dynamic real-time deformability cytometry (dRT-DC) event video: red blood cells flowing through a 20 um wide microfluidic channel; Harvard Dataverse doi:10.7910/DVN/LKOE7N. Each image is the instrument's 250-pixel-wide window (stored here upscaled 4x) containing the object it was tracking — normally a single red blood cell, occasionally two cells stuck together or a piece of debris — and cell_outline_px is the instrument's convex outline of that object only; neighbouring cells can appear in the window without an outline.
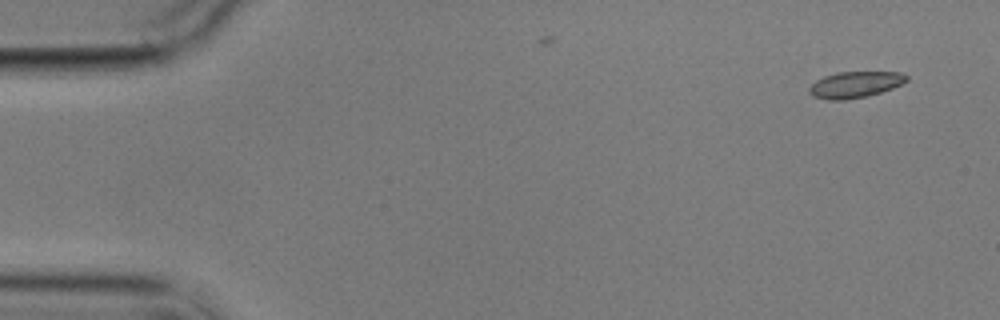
{"species": "common noctule bat (a hibernating species)", "species_latin": "Nyctalus noctula", "temperature_condition": "cold", "stored_images_in_passage": 3, "camera_frame_rate_fps": 3000, "um_per_image_px": 0.085, "animal": {"sex": "male", "body_mass_g": 17.9}, "frame": {"image": 1, "passage_image": 1, "time_ms": 0.0, "image_size_px": [1000, 320], "cell_outline_px": [[908, 80], [892, 88], [868, 96], [844, 100], [828, 100], [812, 96], [808, 92], [808, 88], [816, 80], [824, 76], [836, 72], [900, 72], [908, 76]], "centroid_in_image_um": [72.65, 7.19], "position_along_channel_um": 12.4, "area_um2": 14.91}}